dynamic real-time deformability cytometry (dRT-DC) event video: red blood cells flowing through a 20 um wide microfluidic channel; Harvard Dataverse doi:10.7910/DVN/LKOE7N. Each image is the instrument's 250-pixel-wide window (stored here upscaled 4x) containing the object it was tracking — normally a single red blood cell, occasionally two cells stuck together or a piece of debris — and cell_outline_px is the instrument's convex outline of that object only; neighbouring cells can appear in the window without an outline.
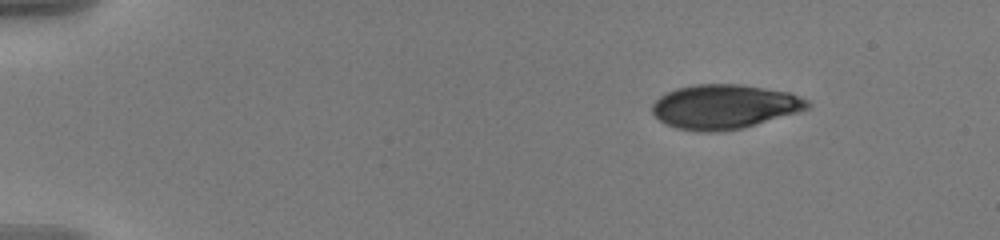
{"species": "human", "species_latin": "Homo sapiens", "temperature_condition": "warm", "stored_images_in_passage": 50, "camera_frame_rate_fps": 3000, "um_per_image_px": 0.085, "donor": {"sex": "male"}, "frame": {"image": 1, "passage_image": 1, "time_ms": 0.0, "image_size_px": [1000, 240], "cell_outline_px": [[812, 104], [808, 108], [800, 112], [744, 128], [720, 132], [700, 132], [676, 128], [664, 124], [652, 112], [652, 104], [660, 96], [676, 88], [696, 84], [740, 84], [788, 92], [808, 100]], "centroid_in_image_um": [61.58, 9.08], "position_along_channel_um": 23.4, "area_um2": 40.4}}
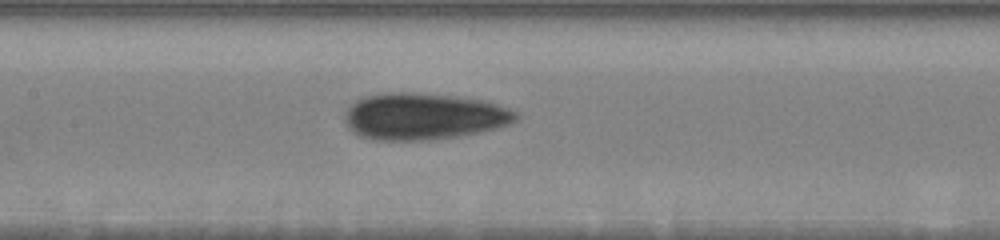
{"frame": {"image": 2, "passage_image": 22, "time_ms": 7.0, "image_size_px": [1000, 240], "cell_outline_px": [[520, 116], [516, 120], [508, 124], [460, 136], [428, 140], [372, 140], [360, 136], [348, 128], [344, 120], [344, 112], [356, 100], [364, 96], [388, 92], [416, 92], [460, 96], [484, 100], [508, 108], [516, 112]], "centroid_in_image_um": [35.96, 9.88], "position_along_channel_um": 171.4, "area_um2": 46.76}}
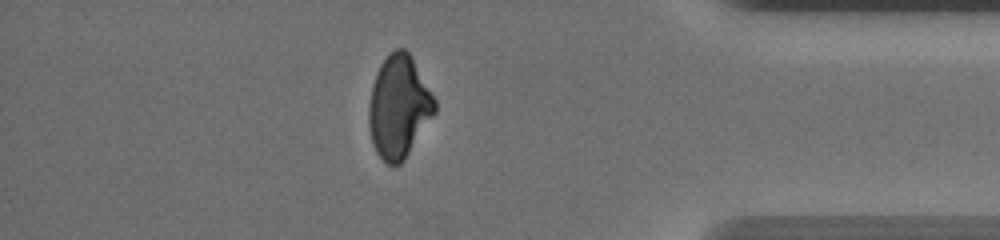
{"frame": {"image": 3, "passage_image": 43, "time_ms": 14.0, "image_size_px": [1000, 240], "cell_outline_px": [[436, 112], [404, 160], [400, 164], [388, 164], [376, 152], [372, 144], [368, 124], [368, 108], [372, 84], [376, 72], [380, 64], [388, 52], [396, 48], [404, 48], [408, 52], [436, 100]], "centroid_in_image_um": [33.88, 9.07], "position_along_channel_um": 401.3, "area_um2": 39.36}, "authors_computed_cell_mechanics": {"area_um2": 42.6853, "velocity_mm_per_s": 3.6262, "shape_relaxation_time_tau1_ms": 6.7355, "shape_relaxation_time_tau2_ms": 2.55, "deformation_change_tau1": 0.1773, "deformation_change_tau2": 0.058}}